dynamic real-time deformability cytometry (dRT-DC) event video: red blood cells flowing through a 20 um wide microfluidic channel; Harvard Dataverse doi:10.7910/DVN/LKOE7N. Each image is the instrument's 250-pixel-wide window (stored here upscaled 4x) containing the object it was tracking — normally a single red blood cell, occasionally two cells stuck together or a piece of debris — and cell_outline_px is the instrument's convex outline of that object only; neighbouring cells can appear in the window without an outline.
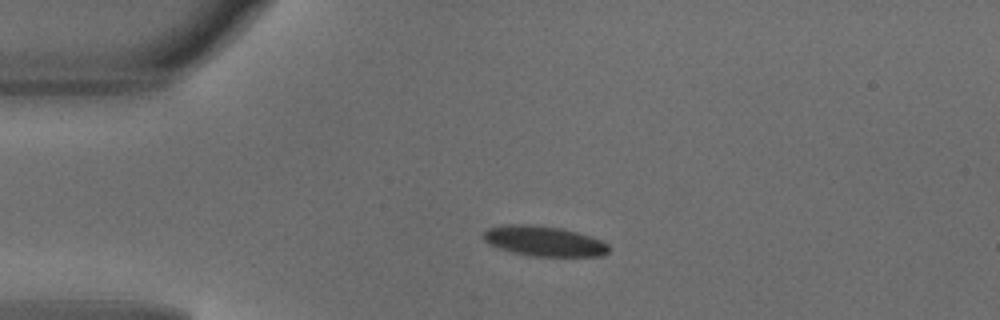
{"species": "common noctule bat (a hibernating species)", "species_latin": "Nyctalus noctula", "temperature_condition": "warm", "stored_images_in_passage": 38, "camera_frame_rate_fps": 3000, "um_per_image_px": 0.085, "animal": {"sex": "male", "body_mass_g": 18.8}, "frame": {"image": 1, "passage_image": 1, "time_ms": 0.0, "image_size_px": [1000, 320], "cell_outline_px": [[608, 252], [600, 256], [532, 256], [512, 252], [488, 244], [484, 240], [484, 232], [488, 228], [504, 224], [528, 224], [564, 228], [600, 240], [608, 244]], "centroid_in_image_um": [46.21, 20.48], "position_along_channel_um": 38.8, "area_um2": 21.91}}
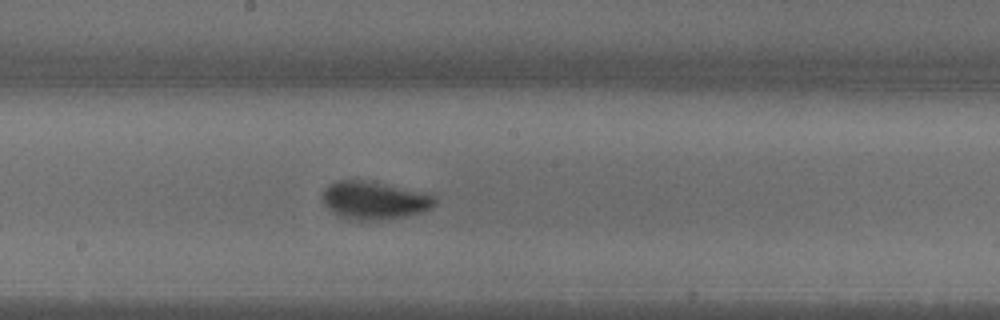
{"frame": {"image": 2, "passage_image": 16, "time_ms": 5.0, "image_size_px": [1000, 320], "cell_outline_px": [[436, 204], [432, 208], [420, 212], [404, 216], [376, 220], [360, 220], [344, 216], [332, 212], [324, 204], [324, 188], [328, 184], [336, 180], [364, 180], [436, 192]], "centroid_in_image_um": [31.93, 16.98], "position_along_channel_um": 216.3, "area_um2": 25.14}}
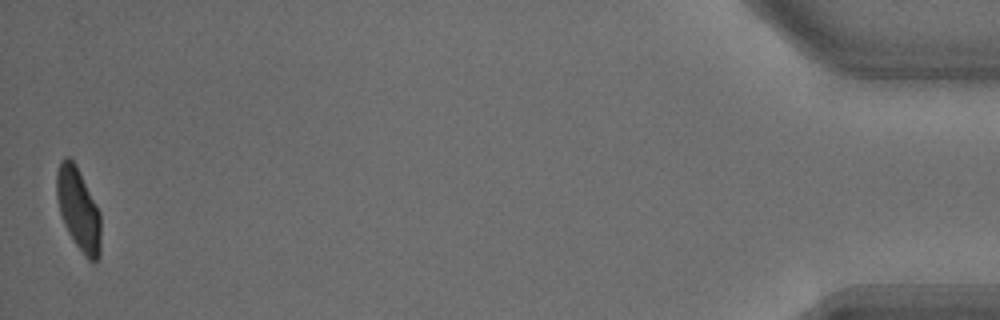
{"frame": {"image": 3, "passage_image": 38, "time_ms": 12.333, "image_size_px": [1000, 320], "cell_outline_px": [[100, 256], [92, 264], [88, 260], [72, 240], [64, 224], [60, 212], [56, 196], [56, 172], [60, 160], [64, 156], [68, 156], [76, 164], [100, 212]], "centroid_in_image_um": [6.65, 17.78], "position_along_channel_um": 428.5, "area_um2": 21.39}, "authors_computed_cell_mechanics": {"area_um2": 22.6865, "velocity_mm_per_s": 4.1465, "shape_relaxation_time_tau1_ms": 2.8259, "shape_relaxation_time_tau2_ms": null, "deformation_change_tau1": 0.1358, "deformation_change_tau2": null}}